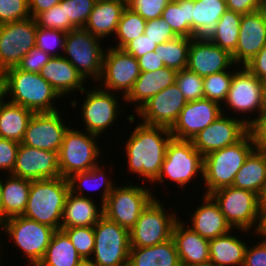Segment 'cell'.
Here are the masks:
<instances>
[{"instance_id": "cell-1", "label": "cell", "mask_w": 266, "mask_h": 266, "mask_svg": "<svg viewBox=\"0 0 266 266\" xmlns=\"http://www.w3.org/2000/svg\"><path fill=\"white\" fill-rule=\"evenodd\" d=\"M164 136V137H163ZM173 138L170 129L139 123L125 144L128 168L153 182L158 178L168 143Z\"/></svg>"}, {"instance_id": "cell-2", "label": "cell", "mask_w": 266, "mask_h": 266, "mask_svg": "<svg viewBox=\"0 0 266 266\" xmlns=\"http://www.w3.org/2000/svg\"><path fill=\"white\" fill-rule=\"evenodd\" d=\"M2 74L4 95L11 96L10 102L28 108L33 113L57 111L52 101L60 95L39 73L13 67Z\"/></svg>"}, {"instance_id": "cell-3", "label": "cell", "mask_w": 266, "mask_h": 266, "mask_svg": "<svg viewBox=\"0 0 266 266\" xmlns=\"http://www.w3.org/2000/svg\"><path fill=\"white\" fill-rule=\"evenodd\" d=\"M69 191L67 178L31 181L28 201L22 216L60 230L63 208Z\"/></svg>"}, {"instance_id": "cell-4", "label": "cell", "mask_w": 266, "mask_h": 266, "mask_svg": "<svg viewBox=\"0 0 266 266\" xmlns=\"http://www.w3.org/2000/svg\"><path fill=\"white\" fill-rule=\"evenodd\" d=\"M253 150L254 145L247 133L236 144L205 155L203 179L207 190L204 195L232 186L236 173Z\"/></svg>"}, {"instance_id": "cell-5", "label": "cell", "mask_w": 266, "mask_h": 266, "mask_svg": "<svg viewBox=\"0 0 266 266\" xmlns=\"http://www.w3.org/2000/svg\"><path fill=\"white\" fill-rule=\"evenodd\" d=\"M87 133L71 126L66 131L58 152L61 177L69 178L74 173L88 171L100 164L97 159L101 151L95 140L98 135Z\"/></svg>"}, {"instance_id": "cell-6", "label": "cell", "mask_w": 266, "mask_h": 266, "mask_svg": "<svg viewBox=\"0 0 266 266\" xmlns=\"http://www.w3.org/2000/svg\"><path fill=\"white\" fill-rule=\"evenodd\" d=\"M94 251L90 259L96 266H128L129 230L102 216L94 226Z\"/></svg>"}, {"instance_id": "cell-7", "label": "cell", "mask_w": 266, "mask_h": 266, "mask_svg": "<svg viewBox=\"0 0 266 266\" xmlns=\"http://www.w3.org/2000/svg\"><path fill=\"white\" fill-rule=\"evenodd\" d=\"M210 196L218 204L220 211L232 228L247 232L257 228L259 221V196L253 191L234 186L221 188Z\"/></svg>"}, {"instance_id": "cell-8", "label": "cell", "mask_w": 266, "mask_h": 266, "mask_svg": "<svg viewBox=\"0 0 266 266\" xmlns=\"http://www.w3.org/2000/svg\"><path fill=\"white\" fill-rule=\"evenodd\" d=\"M0 229L13 238L15 245L28 258L29 266L38 265L56 231L22 215L10 217L3 223L0 222Z\"/></svg>"}, {"instance_id": "cell-9", "label": "cell", "mask_w": 266, "mask_h": 266, "mask_svg": "<svg viewBox=\"0 0 266 266\" xmlns=\"http://www.w3.org/2000/svg\"><path fill=\"white\" fill-rule=\"evenodd\" d=\"M100 40L84 28H76L66 33L63 49L66 55L62 56L85 80L90 76L97 82L100 79L105 51L100 47Z\"/></svg>"}, {"instance_id": "cell-10", "label": "cell", "mask_w": 266, "mask_h": 266, "mask_svg": "<svg viewBox=\"0 0 266 266\" xmlns=\"http://www.w3.org/2000/svg\"><path fill=\"white\" fill-rule=\"evenodd\" d=\"M204 156L199 153L191 140L172 138L168 143L164 162L158 178L154 181L164 182L165 177L185 187L197 173L203 178ZM199 171V172H198Z\"/></svg>"}, {"instance_id": "cell-11", "label": "cell", "mask_w": 266, "mask_h": 266, "mask_svg": "<svg viewBox=\"0 0 266 266\" xmlns=\"http://www.w3.org/2000/svg\"><path fill=\"white\" fill-rule=\"evenodd\" d=\"M155 197L140 214L130 229V247H147L172 238L173 227L178 220L176 213L166 212ZM165 211V212H164Z\"/></svg>"}, {"instance_id": "cell-12", "label": "cell", "mask_w": 266, "mask_h": 266, "mask_svg": "<svg viewBox=\"0 0 266 266\" xmlns=\"http://www.w3.org/2000/svg\"><path fill=\"white\" fill-rule=\"evenodd\" d=\"M150 191L140 185L114 186L103 204L104 216L130 231L142 211L155 198Z\"/></svg>"}, {"instance_id": "cell-13", "label": "cell", "mask_w": 266, "mask_h": 266, "mask_svg": "<svg viewBox=\"0 0 266 266\" xmlns=\"http://www.w3.org/2000/svg\"><path fill=\"white\" fill-rule=\"evenodd\" d=\"M37 24L33 17L0 24V72L17 67L35 47Z\"/></svg>"}, {"instance_id": "cell-14", "label": "cell", "mask_w": 266, "mask_h": 266, "mask_svg": "<svg viewBox=\"0 0 266 266\" xmlns=\"http://www.w3.org/2000/svg\"><path fill=\"white\" fill-rule=\"evenodd\" d=\"M110 47L104 51L102 73L98 80L104 84L100 88L114 92L122 90V98L125 99L141 73L138 60L123 49Z\"/></svg>"}, {"instance_id": "cell-15", "label": "cell", "mask_w": 266, "mask_h": 266, "mask_svg": "<svg viewBox=\"0 0 266 266\" xmlns=\"http://www.w3.org/2000/svg\"><path fill=\"white\" fill-rule=\"evenodd\" d=\"M248 119L231 118L222 114L214 122L200 131L191 141L203 156L240 141L247 133Z\"/></svg>"}, {"instance_id": "cell-16", "label": "cell", "mask_w": 266, "mask_h": 266, "mask_svg": "<svg viewBox=\"0 0 266 266\" xmlns=\"http://www.w3.org/2000/svg\"><path fill=\"white\" fill-rule=\"evenodd\" d=\"M59 111L34 113L30 118L21 144L41 150L59 152L68 130Z\"/></svg>"}, {"instance_id": "cell-17", "label": "cell", "mask_w": 266, "mask_h": 266, "mask_svg": "<svg viewBox=\"0 0 266 266\" xmlns=\"http://www.w3.org/2000/svg\"><path fill=\"white\" fill-rule=\"evenodd\" d=\"M84 89L81 93L86 94L82 105V119L85 123V130L88 133L101 135L108 127L113 126L119 111L118 97L113 91H107L100 87L91 91ZM112 92V93H111ZM119 106V107H118Z\"/></svg>"}, {"instance_id": "cell-18", "label": "cell", "mask_w": 266, "mask_h": 266, "mask_svg": "<svg viewBox=\"0 0 266 266\" xmlns=\"http://www.w3.org/2000/svg\"><path fill=\"white\" fill-rule=\"evenodd\" d=\"M187 102L175 83L151 97L137 115L144 124L171 129Z\"/></svg>"}, {"instance_id": "cell-19", "label": "cell", "mask_w": 266, "mask_h": 266, "mask_svg": "<svg viewBox=\"0 0 266 266\" xmlns=\"http://www.w3.org/2000/svg\"><path fill=\"white\" fill-rule=\"evenodd\" d=\"M221 104L208 99L187 102L171 127L173 138L192 140L200 131L219 118L224 111Z\"/></svg>"}, {"instance_id": "cell-20", "label": "cell", "mask_w": 266, "mask_h": 266, "mask_svg": "<svg viewBox=\"0 0 266 266\" xmlns=\"http://www.w3.org/2000/svg\"><path fill=\"white\" fill-rule=\"evenodd\" d=\"M11 174L30 181L61 177L58 152L41 150L20 143Z\"/></svg>"}, {"instance_id": "cell-21", "label": "cell", "mask_w": 266, "mask_h": 266, "mask_svg": "<svg viewBox=\"0 0 266 266\" xmlns=\"http://www.w3.org/2000/svg\"><path fill=\"white\" fill-rule=\"evenodd\" d=\"M225 105L229 110L239 113L263 111L260 79L252 74L245 66L235 70L231 80Z\"/></svg>"}, {"instance_id": "cell-22", "label": "cell", "mask_w": 266, "mask_h": 266, "mask_svg": "<svg viewBox=\"0 0 266 266\" xmlns=\"http://www.w3.org/2000/svg\"><path fill=\"white\" fill-rule=\"evenodd\" d=\"M265 45L266 14L263 10L242 15L238 43L232 54L234 63L245 66Z\"/></svg>"}, {"instance_id": "cell-23", "label": "cell", "mask_w": 266, "mask_h": 266, "mask_svg": "<svg viewBox=\"0 0 266 266\" xmlns=\"http://www.w3.org/2000/svg\"><path fill=\"white\" fill-rule=\"evenodd\" d=\"M232 55L212 42L191 40L187 69L205 77L234 66Z\"/></svg>"}, {"instance_id": "cell-24", "label": "cell", "mask_w": 266, "mask_h": 266, "mask_svg": "<svg viewBox=\"0 0 266 266\" xmlns=\"http://www.w3.org/2000/svg\"><path fill=\"white\" fill-rule=\"evenodd\" d=\"M172 238L175 242L181 266H197L209 263V240L178 219L173 227Z\"/></svg>"}, {"instance_id": "cell-25", "label": "cell", "mask_w": 266, "mask_h": 266, "mask_svg": "<svg viewBox=\"0 0 266 266\" xmlns=\"http://www.w3.org/2000/svg\"><path fill=\"white\" fill-rule=\"evenodd\" d=\"M203 202L190 218L192 230L207 240L223 236L233 230L210 195H204Z\"/></svg>"}, {"instance_id": "cell-26", "label": "cell", "mask_w": 266, "mask_h": 266, "mask_svg": "<svg viewBox=\"0 0 266 266\" xmlns=\"http://www.w3.org/2000/svg\"><path fill=\"white\" fill-rule=\"evenodd\" d=\"M177 72L167 67L151 72H141L124 100L128 103H136L137 112L151 97L175 84Z\"/></svg>"}, {"instance_id": "cell-27", "label": "cell", "mask_w": 266, "mask_h": 266, "mask_svg": "<svg viewBox=\"0 0 266 266\" xmlns=\"http://www.w3.org/2000/svg\"><path fill=\"white\" fill-rule=\"evenodd\" d=\"M60 95L82 92L86 81L77 69L63 56L52 57L39 73Z\"/></svg>"}, {"instance_id": "cell-28", "label": "cell", "mask_w": 266, "mask_h": 266, "mask_svg": "<svg viewBox=\"0 0 266 266\" xmlns=\"http://www.w3.org/2000/svg\"><path fill=\"white\" fill-rule=\"evenodd\" d=\"M98 209L88 196L82 197L69 191L63 208L60 230L70 227H94L104 215L103 205Z\"/></svg>"}, {"instance_id": "cell-29", "label": "cell", "mask_w": 266, "mask_h": 266, "mask_svg": "<svg viewBox=\"0 0 266 266\" xmlns=\"http://www.w3.org/2000/svg\"><path fill=\"white\" fill-rule=\"evenodd\" d=\"M227 10L225 0H194L191 39L210 42L216 34L217 22Z\"/></svg>"}, {"instance_id": "cell-30", "label": "cell", "mask_w": 266, "mask_h": 266, "mask_svg": "<svg viewBox=\"0 0 266 266\" xmlns=\"http://www.w3.org/2000/svg\"><path fill=\"white\" fill-rule=\"evenodd\" d=\"M127 0H97L84 29L104 39L116 32Z\"/></svg>"}, {"instance_id": "cell-31", "label": "cell", "mask_w": 266, "mask_h": 266, "mask_svg": "<svg viewBox=\"0 0 266 266\" xmlns=\"http://www.w3.org/2000/svg\"><path fill=\"white\" fill-rule=\"evenodd\" d=\"M128 266H181L173 238L153 246L130 247Z\"/></svg>"}, {"instance_id": "cell-32", "label": "cell", "mask_w": 266, "mask_h": 266, "mask_svg": "<svg viewBox=\"0 0 266 266\" xmlns=\"http://www.w3.org/2000/svg\"><path fill=\"white\" fill-rule=\"evenodd\" d=\"M33 114L28 108L3 99L0 103V138L21 143Z\"/></svg>"}, {"instance_id": "cell-33", "label": "cell", "mask_w": 266, "mask_h": 266, "mask_svg": "<svg viewBox=\"0 0 266 266\" xmlns=\"http://www.w3.org/2000/svg\"><path fill=\"white\" fill-rule=\"evenodd\" d=\"M246 242L231 232L209 240L210 263L218 266H243Z\"/></svg>"}, {"instance_id": "cell-34", "label": "cell", "mask_w": 266, "mask_h": 266, "mask_svg": "<svg viewBox=\"0 0 266 266\" xmlns=\"http://www.w3.org/2000/svg\"><path fill=\"white\" fill-rule=\"evenodd\" d=\"M31 181L9 174L1 180L3 222L13 216L23 215L30 191Z\"/></svg>"}, {"instance_id": "cell-35", "label": "cell", "mask_w": 266, "mask_h": 266, "mask_svg": "<svg viewBox=\"0 0 266 266\" xmlns=\"http://www.w3.org/2000/svg\"><path fill=\"white\" fill-rule=\"evenodd\" d=\"M266 181V154L253 150L236 173L232 186L260 194Z\"/></svg>"}, {"instance_id": "cell-36", "label": "cell", "mask_w": 266, "mask_h": 266, "mask_svg": "<svg viewBox=\"0 0 266 266\" xmlns=\"http://www.w3.org/2000/svg\"><path fill=\"white\" fill-rule=\"evenodd\" d=\"M82 258L63 230H56L37 266H76Z\"/></svg>"}, {"instance_id": "cell-37", "label": "cell", "mask_w": 266, "mask_h": 266, "mask_svg": "<svg viewBox=\"0 0 266 266\" xmlns=\"http://www.w3.org/2000/svg\"><path fill=\"white\" fill-rule=\"evenodd\" d=\"M101 167L102 166L97 165L88 171L77 172L67 178L70 192L75 195L85 197V195H83L84 189L99 190V187L101 188L103 186L104 190H101L102 200L100 201L103 205L108 196L112 193L114 189L113 185L115 184L108 179ZM94 182L95 184H93Z\"/></svg>"}, {"instance_id": "cell-38", "label": "cell", "mask_w": 266, "mask_h": 266, "mask_svg": "<svg viewBox=\"0 0 266 266\" xmlns=\"http://www.w3.org/2000/svg\"><path fill=\"white\" fill-rule=\"evenodd\" d=\"M194 0H171L161 18L167 22L177 36L191 38L193 35Z\"/></svg>"}, {"instance_id": "cell-39", "label": "cell", "mask_w": 266, "mask_h": 266, "mask_svg": "<svg viewBox=\"0 0 266 266\" xmlns=\"http://www.w3.org/2000/svg\"><path fill=\"white\" fill-rule=\"evenodd\" d=\"M241 18L242 14L227 10L217 22L216 34L210 42L232 55L238 43Z\"/></svg>"}, {"instance_id": "cell-40", "label": "cell", "mask_w": 266, "mask_h": 266, "mask_svg": "<svg viewBox=\"0 0 266 266\" xmlns=\"http://www.w3.org/2000/svg\"><path fill=\"white\" fill-rule=\"evenodd\" d=\"M191 40L188 37L177 36L158 45L155 51L165 67L180 71L187 67L188 50Z\"/></svg>"}, {"instance_id": "cell-41", "label": "cell", "mask_w": 266, "mask_h": 266, "mask_svg": "<svg viewBox=\"0 0 266 266\" xmlns=\"http://www.w3.org/2000/svg\"><path fill=\"white\" fill-rule=\"evenodd\" d=\"M146 20L127 5L116 29L118 43L113 48L123 49L130 41L144 34Z\"/></svg>"}, {"instance_id": "cell-42", "label": "cell", "mask_w": 266, "mask_h": 266, "mask_svg": "<svg viewBox=\"0 0 266 266\" xmlns=\"http://www.w3.org/2000/svg\"><path fill=\"white\" fill-rule=\"evenodd\" d=\"M234 72L221 71L203 79L204 98L217 103L225 102Z\"/></svg>"}, {"instance_id": "cell-43", "label": "cell", "mask_w": 266, "mask_h": 266, "mask_svg": "<svg viewBox=\"0 0 266 266\" xmlns=\"http://www.w3.org/2000/svg\"><path fill=\"white\" fill-rule=\"evenodd\" d=\"M34 19L37 27L46 29L69 32L77 28L70 20H66L65 0H61L59 4L49 10L41 12Z\"/></svg>"}, {"instance_id": "cell-44", "label": "cell", "mask_w": 266, "mask_h": 266, "mask_svg": "<svg viewBox=\"0 0 266 266\" xmlns=\"http://www.w3.org/2000/svg\"><path fill=\"white\" fill-rule=\"evenodd\" d=\"M203 79L204 77L185 68L177 72L175 83L190 102L204 99Z\"/></svg>"}, {"instance_id": "cell-45", "label": "cell", "mask_w": 266, "mask_h": 266, "mask_svg": "<svg viewBox=\"0 0 266 266\" xmlns=\"http://www.w3.org/2000/svg\"><path fill=\"white\" fill-rule=\"evenodd\" d=\"M82 259H90L94 251V227H70L63 229Z\"/></svg>"}, {"instance_id": "cell-46", "label": "cell", "mask_w": 266, "mask_h": 266, "mask_svg": "<svg viewBox=\"0 0 266 266\" xmlns=\"http://www.w3.org/2000/svg\"><path fill=\"white\" fill-rule=\"evenodd\" d=\"M66 33L67 32L61 30L38 27L36 32L35 46L49 54L51 57H60L63 54L60 55L59 53L53 50H56V46L64 49Z\"/></svg>"}, {"instance_id": "cell-47", "label": "cell", "mask_w": 266, "mask_h": 266, "mask_svg": "<svg viewBox=\"0 0 266 266\" xmlns=\"http://www.w3.org/2000/svg\"><path fill=\"white\" fill-rule=\"evenodd\" d=\"M97 0H65L66 20L84 28Z\"/></svg>"}, {"instance_id": "cell-48", "label": "cell", "mask_w": 266, "mask_h": 266, "mask_svg": "<svg viewBox=\"0 0 266 266\" xmlns=\"http://www.w3.org/2000/svg\"><path fill=\"white\" fill-rule=\"evenodd\" d=\"M30 17L29 0H0V24Z\"/></svg>"}, {"instance_id": "cell-49", "label": "cell", "mask_w": 266, "mask_h": 266, "mask_svg": "<svg viewBox=\"0 0 266 266\" xmlns=\"http://www.w3.org/2000/svg\"><path fill=\"white\" fill-rule=\"evenodd\" d=\"M171 0H127V6L146 21L158 19Z\"/></svg>"}, {"instance_id": "cell-50", "label": "cell", "mask_w": 266, "mask_h": 266, "mask_svg": "<svg viewBox=\"0 0 266 266\" xmlns=\"http://www.w3.org/2000/svg\"><path fill=\"white\" fill-rule=\"evenodd\" d=\"M144 34L157 45L177 37L170 25L161 17L146 21Z\"/></svg>"}, {"instance_id": "cell-51", "label": "cell", "mask_w": 266, "mask_h": 266, "mask_svg": "<svg viewBox=\"0 0 266 266\" xmlns=\"http://www.w3.org/2000/svg\"><path fill=\"white\" fill-rule=\"evenodd\" d=\"M248 119L247 130L254 149L266 152V110H263L255 118L248 117Z\"/></svg>"}, {"instance_id": "cell-52", "label": "cell", "mask_w": 266, "mask_h": 266, "mask_svg": "<svg viewBox=\"0 0 266 266\" xmlns=\"http://www.w3.org/2000/svg\"><path fill=\"white\" fill-rule=\"evenodd\" d=\"M51 58L49 54L35 46L21 59L17 68L26 72L40 73Z\"/></svg>"}, {"instance_id": "cell-53", "label": "cell", "mask_w": 266, "mask_h": 266, "mask_svg": "<svg viewBox=\"0 0 266 266\" xmlns=\"http://www.w3.org/2000/svg\"><path fill=\"white\" fill-rule=\"evenodd\" d=\"M20 143L0 138V170L12 173Z\"/></svg>"}, {"instance_id": "cell-54", "label": "cell", "mask_w": 266, "mask_h": 266, "mask_svg": "<svg viewBox=\"0 0 266 266\" xmlns=\"http://www.w3.org/2000/svg\"><path fill=\"white\" fill-rule=\"evenodd\" d=\"M157 46L158 45L156 43H153L151 39L147 38L145 34H142L136 39L130 41L123 48V50L138 59L149 52L155 51Z\"/></svg>"}, {"instance_id": "cell-55", "label": "cell", "mask_w": 266, "mask_h": 266, "mask_svg": "<svg viewBox=\"0 0 266 266\" xmlns=\"http://www.w3.org/2000/svg\"><path fill=\"white\" fill-rule=\"evenodd\" d=\"M251 247L246 248L243 266H266V241Z\"/></svg>"}, {"instance_id": "cell-56", "label": "cell", "mask_w": 266, "mask_h": 266, "mask_svg": "<svg viewBox=\"0 0 266 266\" xmlns=\"http://www.w3.org/2000/svg\"><path fill=\"white\" fill-rule=\"evenodd\" d=\"M227 9L239 14H246L262 8L263 0H225Z\"/></svg>"}, {"instance_id": "cell-57", "label": "cell", "mask_w": 266, "mask_h": 266, "mask_svg": "<svg viewBox=\"0 0 266 266\" xmlns=\"http://www.w3.org/2000/svg\"><path fill=\"white\" fill-rule=\"evenodd\" d=\"M245 67L258 79L266 78V45L245 65Z\"/></svg>"}, {"instance_id": "cell-58", "label": "cell", "mask_w": 266, "mask_h": 266, "mask_svg": "<svg viewBox=\"0 0 266 266\" xmlns=\"http://www.w3.org/2000/svg\"><path fill=\"white\" fill-rule=\"evenodd\" d=\"M138 64L141 72L156 71L165 67L164 63L156 51L149 52L142 57L138 58Z\"/></svg>"}, {"instance_id": "cell-59", "label": "cell", "mask_w": 266, "mask_h": 266, "mask_svg": "<svg viewBox=\"0 0 266 266\" xmlns=\"http://www.w3.org/2000/svg\"><path fill=\"white\" fill-rule=\"evenodd\" d=\"M60 2L61 0H29L30 16L35 18L41 12L51 9Z\"/></svg>"}, {"instance_id": "cell-60", "label": "cell", "mask_w": 266, "mask_h": 266, "mask_svg": "<svg viewBox=\"0 0 266 266\" xmlns=\"http://www.w3.org/2000/svg\"><path fill=\"white\" fill-rule=\"evenodd\" d=\"M254 231L257 235L265 237L263 240L266 241V207H260L259 221L257 228Z\"/></svg>"}, {"instance_id": "cell-61", "label": "cell", "mask_w": 266, "mask_h": 266, "mask_svg": "<svg viewBox=\"0 0 266 266\" xmlns=\"http://www.w3.org/2000/svg\"><path fill=\"white\" fill-rule=\"evenodd\" d=\"M261 95H262V106L263 110H266V78L260 79Z\"/></svg>"}, {"instance_id": "cell-62", "label": "cell", "mask_w": 266, "mask_h": 266, "mask_svg": "<svg viewBox=\"0 0 266 266\" xmlns=\"http://www.w3.org/2000/svg\"><path fill=\"white\" fill-rule=\"evenodd\" d=\"M258 196H259V207H266V181Z\"/></svg>"}, {"instance_id": "cell-63", "label": "cell", "mask_w": 266, "mask_h": 266, "mask_svg": "<svg viewBox=\"0 0 266 266\" xmlns=\"http://www.w3.org/2000/svg\"><path fill=\"white\" fill-rule=\"evenodd\" d=\"M4 98L6 99L4 95V79L3 74L0 72V103Z\"/></svg>"}, {"instance_id": "cell-64", "label": "cell", "mask_w": 266, "mask_h": 266, "mask_svg": "<svg viewBox=\"0 0 266 266\" xmlns=\"http://www.w3.org/2000/svg\"><path fill=\"white\" fill-rule=\"evenodd\" d=\"M76 266H96L91 259H81Z\"/></svg>"}, {"instance_id": "cell-65", "label": "cell", "mask_w": 266, "mask_h": 266, "mask_svg": "<svg viewBox=\"0 0 266 266\" xmlns=\"http://www.w3.org/2000/svg\"><path fill=\"white\" fill-rule=\"evenodd\" d=\"M0 222L3 223V207H2L1 180H0Z\"/></svg>"}, {"instance_id": "cell-66", "label": "cell", "mask_w": 266, "mask_h": 266, "mask_svg": "<svg viewBox=\"0 0 266 266\" xmlns=\"http://www.w3.org/2000/svg\"><path fill=\"white\" fill-rule=\"evenodd\" d=\"M263 12L266 14V0H263L262 8Z\"/></svg>"}, {"instance_id": "cell-67", "label": "cell", "mask_w": 266, "mask_h": 266, "mask_svg": "<svg viewBox=\"0 0 266 266\" xmlns=\"http://www.w3.org/2000/svg\"><path fill=\"white\" fill-rule=\"evenodd\" d=\"M197 266H218L216 264H212V263H206V264H201V265H197Z\"/></svg>"}]
</instances>
